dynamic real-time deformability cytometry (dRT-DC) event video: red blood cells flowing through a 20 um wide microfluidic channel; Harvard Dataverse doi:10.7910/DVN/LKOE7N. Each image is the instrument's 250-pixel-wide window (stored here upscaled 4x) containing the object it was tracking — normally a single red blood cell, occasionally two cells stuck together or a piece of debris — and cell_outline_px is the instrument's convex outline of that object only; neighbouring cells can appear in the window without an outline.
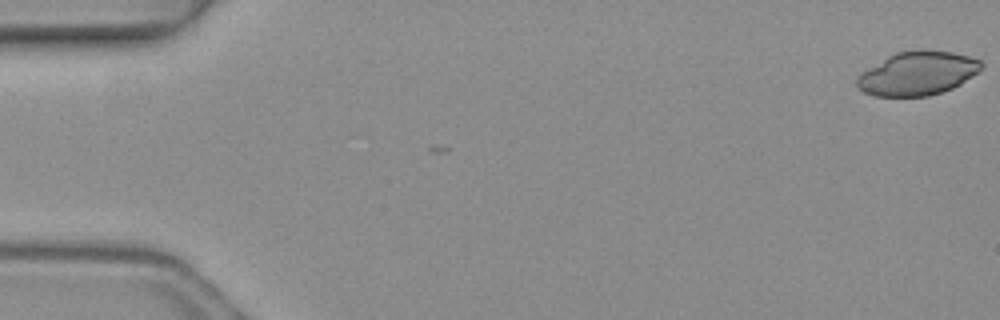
{"species": "common noctule bat (a hibernating species)", "species_latin": "Nyctalus noctula", "temperature_condition": "warm", "stored_images_in_passage": 4, "camera_frame_rate_fps": 3000, "um_per_image_px": 0.085, "animal": {"sex": "female", "body_mass_g": 19.3, "forearm_length_mm": 54.1}, "frame": {"image": 1, "passage_image": 1, "time_ms": 0.0, "image_size_px": [1000, 320], "cell_outline_px": [[984, 64], [972, 76], [960, 84], [952, 88], [928, 96], [872, 96], [856, 88], [856, 80], [864, 72], [888, 56], [896, 52], [952, 52], [968, 56], [980, 60]], "centroid_in_image_um": [77.98, 6.28], "position_along_channel_um": 7.0, "area_um2": 30.69}}